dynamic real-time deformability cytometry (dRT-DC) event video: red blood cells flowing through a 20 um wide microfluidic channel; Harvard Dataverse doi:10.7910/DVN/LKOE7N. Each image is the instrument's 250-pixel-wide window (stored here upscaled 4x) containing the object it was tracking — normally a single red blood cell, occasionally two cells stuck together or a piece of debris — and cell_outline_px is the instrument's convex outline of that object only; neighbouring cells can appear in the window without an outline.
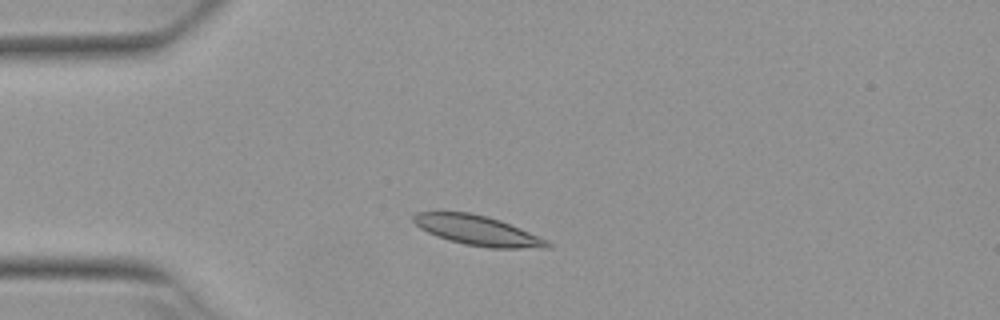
{"species": "Egyptian fruit bat (a non-hibernating species)", "species_latin": "Rousettus aegyptiacus", "temperature_condition": "warm", "stored_images_in_passage": 7, "camera_frame_rate_fps": 3000, "um_per_image_px": 0.085, "animal": {"sex": "female"}, "frame": {"image": 1, "passage_image": 2, "time_ms": 0.333, "image_size_px": [1000, 320], "cell_outline_px": [[552, 248], [488, 248], [464, 244], [448, 240], [436, 236], [420, 228], [412, 220], [412, 216], [416, 212], [468, 212], [488, 216], [500, 220], [520, 228], [548, 240], [552, 244]], "centroid_in_image_um": [40.61, 19.6], "position_along_channel_um": 44.4, "area_um2": 23.35}}
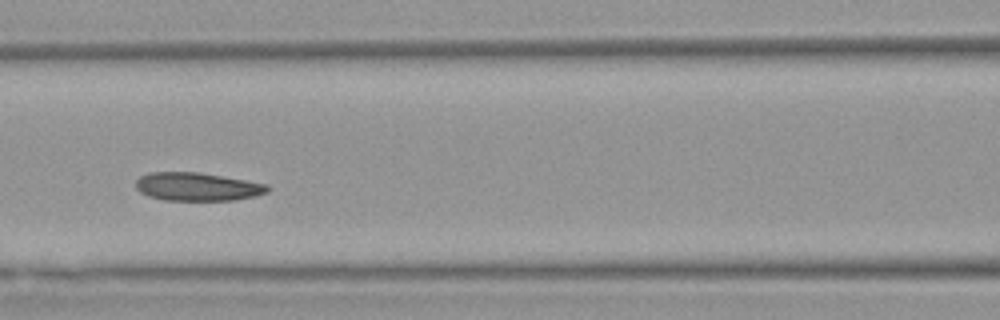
{"frame": {"image": 2, "passage_image": 5, "time_ms": 1.333, "image_size_px": [1000, 320], "cell_outline_px": [[268, 192], [256, 196], [236, 200], [164, 200], [148, 196], [140, 192], [136, 188], [136, 180], [140, 176], [148, 172], [200, 172], [268, 184]], "centroid_in_image_um": [16.76, 15.87], "position_along_channel_um": 149.8, "area_um2": 21.79}}
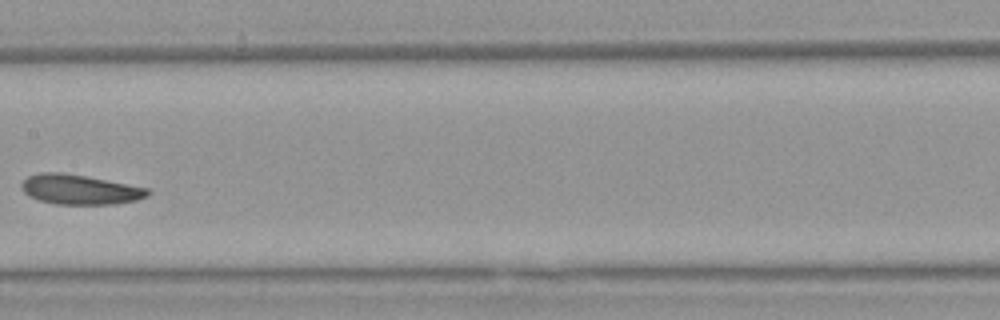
{"frame": {"image": 3, "passage_image": 6, "time_ms": 1.667, "image_size_px": [1000, 320], "cell_outline_px": [[152, 192], [148, 196], [136, 200], [112, 204], [56, 204], [40, 200], [28, 196], [20, 188], [20, 184], [28, 176], [40, 172], [60, 172], [84, 176], [148, 188]], "centroid_in_image_um": [6.75, 16.11], "position_along_channel_um": 200.6, "area_um2": 21.79}}